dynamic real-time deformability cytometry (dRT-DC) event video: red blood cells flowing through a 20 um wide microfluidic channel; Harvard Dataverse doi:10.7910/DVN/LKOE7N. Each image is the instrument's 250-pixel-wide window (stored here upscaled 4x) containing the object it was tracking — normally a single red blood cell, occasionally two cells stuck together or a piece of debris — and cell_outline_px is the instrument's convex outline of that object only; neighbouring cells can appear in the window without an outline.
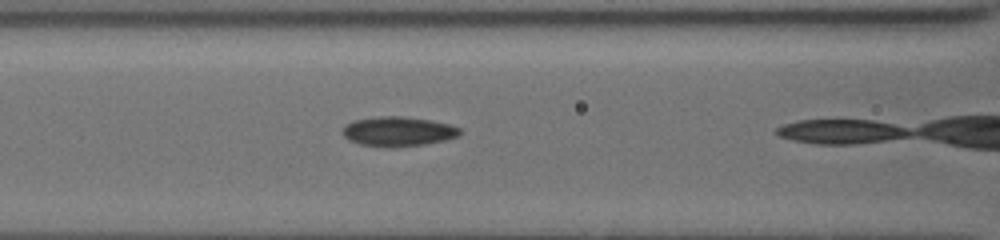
{"species": "common noctule bat (a hibernating species)", "species_latin": "Nyctalus noctula", "temperature_condition": "cold", "stored_images_in_passage": 33, "camera_frame_rate_fps": 3000, "um_per_image_px": 0.085, "animal": {"sex": "female", "body_mass_g": 19.5, "forearm_length_mm": 54.1}, "frame": {"image": 1, "passage_image": 31, "time_ms": 7.333, "image_size_px": [1000, 240], "cell_outline_px": [[460, 132], [456, 136], [444, 140], [424, 144], [396, 148], [388, 148], [360, 144], [348, 140], [344, 136], [344, 124], [352, 120], [380, 116], [404, 116], [428, 120], [448, 124], [460, 128]], "centroid_in_image_um": [33.78, 11.18], "position_along_channel_um": 132.8, "area_um2": 20.23}}